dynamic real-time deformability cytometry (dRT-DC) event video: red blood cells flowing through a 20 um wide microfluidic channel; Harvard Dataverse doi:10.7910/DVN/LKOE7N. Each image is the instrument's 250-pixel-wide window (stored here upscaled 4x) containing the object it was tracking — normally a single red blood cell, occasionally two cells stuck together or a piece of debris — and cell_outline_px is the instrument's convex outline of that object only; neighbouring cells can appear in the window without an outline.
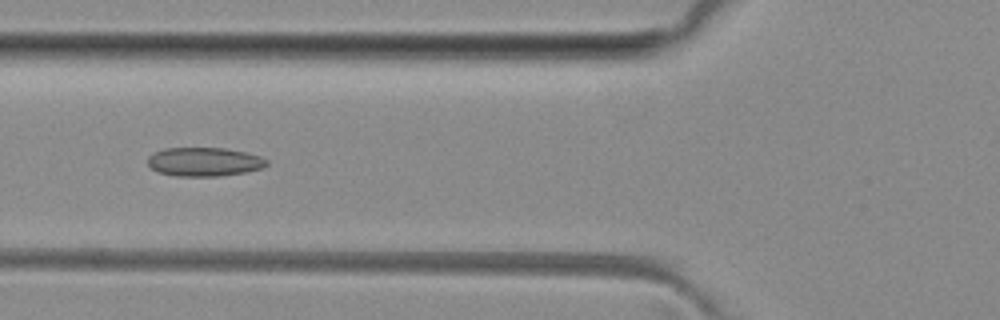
{"species": "common noctule bat (a hibernating species)", "species_latin": "Nyctalus noctula", "temperature_condition": "room temperature", "stored_images_in_passage": 5, "camera_frame_rate_fps": 3000, "um_per_image_px": 0.085, "animal": {"sex": "female", "body_mass_g": 29.2, "forearm_length_mm": 56.3}, "frame": {"image": 1, "passage_image": 5, "time_ms": 4.333, "image_size_px": [1000, 320], "cell_outline_px": [[268, 164], [264, 168], [244, 172], [220, 176], [176, 176], [156, 172], [148, 164], [148, 156], [152, 152], [164, 148], [224, 148], [244, 152], [260, 156], [268, 160]], "centroid_in_image_um": [17.34, 13.75], "position_along_channel_um": 108.5, "area_um2": 20.11}}